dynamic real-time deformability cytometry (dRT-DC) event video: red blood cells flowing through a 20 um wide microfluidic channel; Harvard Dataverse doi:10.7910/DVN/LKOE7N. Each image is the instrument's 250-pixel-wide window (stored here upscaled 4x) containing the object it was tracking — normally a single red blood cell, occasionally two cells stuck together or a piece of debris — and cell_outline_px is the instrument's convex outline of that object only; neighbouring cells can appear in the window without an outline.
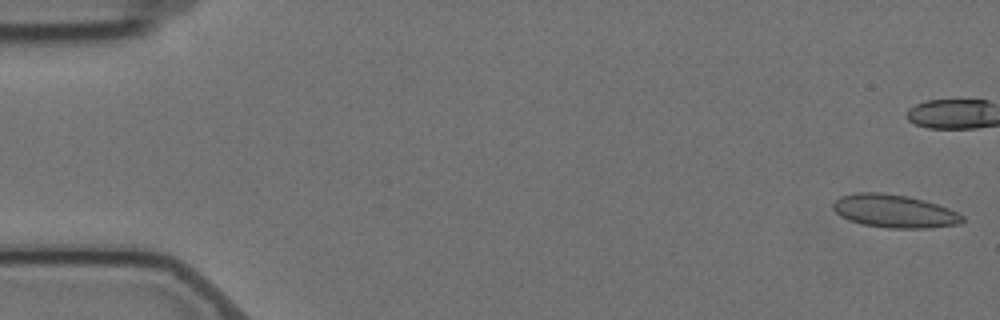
{"species": "Egyptian fruit bat (a non-hibernating species)", "species_latin": "Rousettus aegyptiacus", "temperature_condition": "cold", "stored_images_in_passage": 5, "camera_frame_rate_fps": 3000, "um_per_image_px": 0.085, "animal": {"sex": "female"}, "frame": {"image": 1, "passage_image": 1, "time_ms": 0.0, "image_size_px": [1000, 320], "cell_outline_px": [[964, 220], [960, 224], [928, 228], [888, 228], [864, 224], [848, 220], [840, 216], [832, 208], [832, 204], [840, 196], [856, 192], [880, 192], [908, 196], [924, 200], [948, 208], [964, 216]], "centroid_in_image_um": [76.0, 17.94], "position_along_channel_um": 9.0, "area_um2": 24.97}}
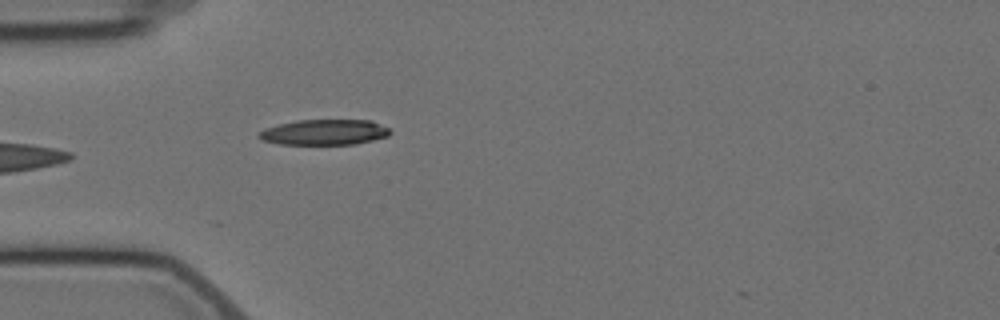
{"frame": {"image": 2, "passage_image": 5, "time_ms": 6.0, "image_size_px": [1000, 320], "cell_outline_px": [[392, 132], [388, 136], [356, 144], [280, 144], [260, 140], [256, 136], [264, 128], [296, 120], [372, 120], [388, 128]], "centroid_in_image_um": [27.56, 11.24], "position_along_channel_um": 57.4, "area_um2": 19.54}}